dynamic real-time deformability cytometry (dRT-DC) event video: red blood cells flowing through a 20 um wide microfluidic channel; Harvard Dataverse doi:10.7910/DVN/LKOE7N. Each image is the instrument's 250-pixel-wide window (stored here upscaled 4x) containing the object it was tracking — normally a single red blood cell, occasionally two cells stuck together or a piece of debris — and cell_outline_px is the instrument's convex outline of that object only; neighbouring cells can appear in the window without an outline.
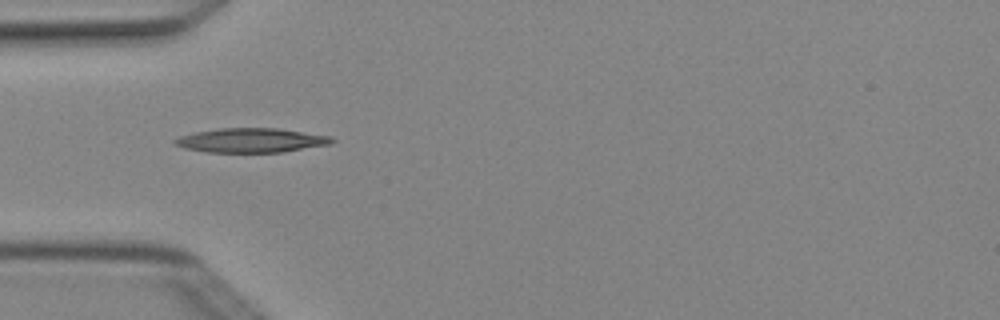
{"species": "Egyptian fruit bat (a non-hibernating species)", "species_latin": "Rousettus aegyptiacus", "temperature_condition": "cold", "stored_images_in_passage": 1, "camera_frame_rate_fps": 3000, "um_per_image_px": 0.085, "animal": {"sex": "female"}, "frame": {"image": 1, "passage_image": 1, "time_ms": 0.0, "image_size_px": [1000, 320], "cell_outline_px": [[336, 140], [332, 144], [284, 152], [208, 152], [184, 148], [172, 144], [172, 140], [180, 136], [196, 132], [220, 128], [276, 128], [332, 136]], "centroid_in_image_um": [21.37, 11.93], "position_along_channel_um": 63.6, "area_um2": 22.37}}